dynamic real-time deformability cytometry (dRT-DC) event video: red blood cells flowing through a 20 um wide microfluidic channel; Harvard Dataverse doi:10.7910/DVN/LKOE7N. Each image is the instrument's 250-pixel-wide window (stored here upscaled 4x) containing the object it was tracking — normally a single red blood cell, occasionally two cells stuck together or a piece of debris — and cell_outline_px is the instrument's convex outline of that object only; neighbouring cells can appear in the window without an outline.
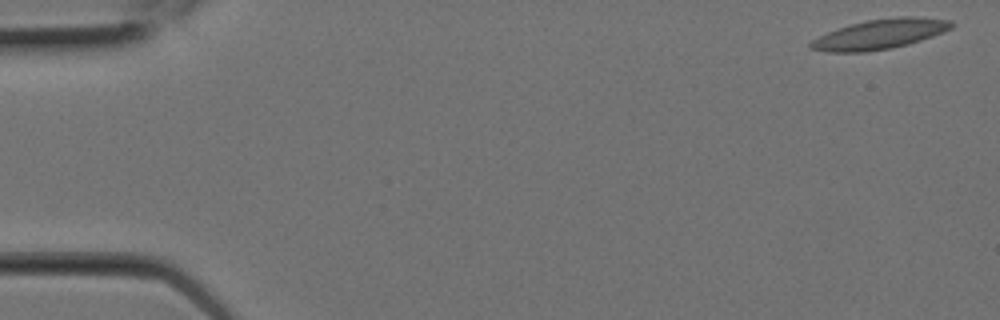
{"species": "Egyptian fruit bat (a non-hibernating species)", "species_latin": "Rousettus aegyptiacus", "temperature_condition": "room temperature", "stored_images_in_passage": 9, "camera_frame_rate_fps": 3000, "um_per_image_px": 0.085, "animal": {"sex": "female"}, "frame": {"image": 1, "passage_image": 1, "time_ms": 0.0, "image_size_px": [1000, 320], "cell_outline_px": [[956, 24], [952, 28], [944, 32], [908, 44], [892, 48], [864, 52], [828, 52], [808, 48], [808, 44], [812, 40], [828, 32], [864, 20], [900, 16], [912, 16], [952, 20]], "centroid_in_image_um": [74.82, 2.9], "position_along_channel_um": 10.2, "area_um2": 24.51}}
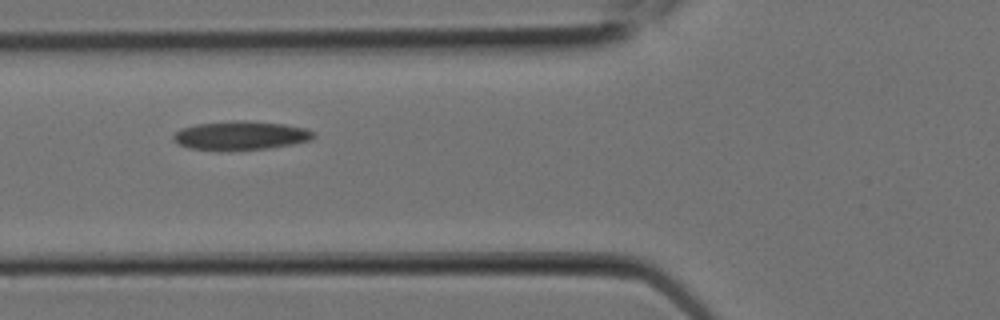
{"frame": {"image": 2, "passage_image": 8, "time_ms": 2.333, "image_size_px": [1000, 320], "cell_outline_px": [[316, 136], [312, 140], [292, 144], [268, 148], [220, 152], [188, 148], [172, 140], [172, 136], [180, 128], [196, 124], [232, 120], [244, 120], [284, 124], [304, 128], [316, 132]], "centroid_in_image_um": [20.43, 11.53], "position_along_channel_um": 105.4, "area_um2": 24.1}}
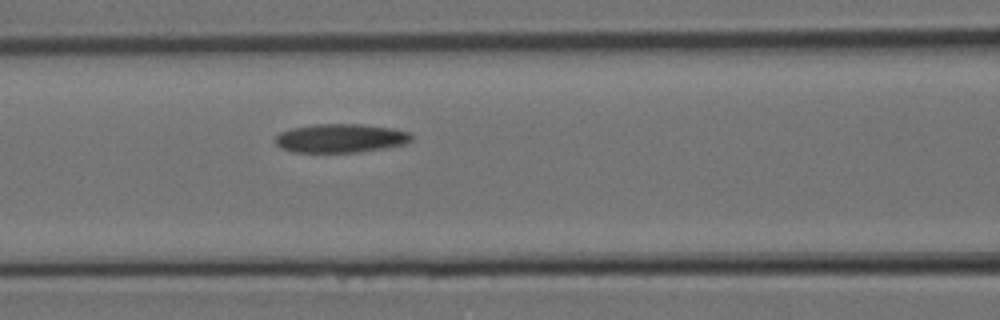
{"frame": {"image": 3, "passage_image": 9, "time_ms": 2.667, "image_size_px": [1000, 320], "cell_outline_px": [[412, 140], [404, 144], [384, 148], [356, 152], [292, 152], [280, 148], [276, 144], [276, 136], [280, 132], [292, 128], [316, 124], [360, 124], [392, 128], [408, 132], [412, 136]], "centroid_in_image_um": [28.93, 11.75], "position_along_channel_um": 137.7, "area_um2": 22.72}}